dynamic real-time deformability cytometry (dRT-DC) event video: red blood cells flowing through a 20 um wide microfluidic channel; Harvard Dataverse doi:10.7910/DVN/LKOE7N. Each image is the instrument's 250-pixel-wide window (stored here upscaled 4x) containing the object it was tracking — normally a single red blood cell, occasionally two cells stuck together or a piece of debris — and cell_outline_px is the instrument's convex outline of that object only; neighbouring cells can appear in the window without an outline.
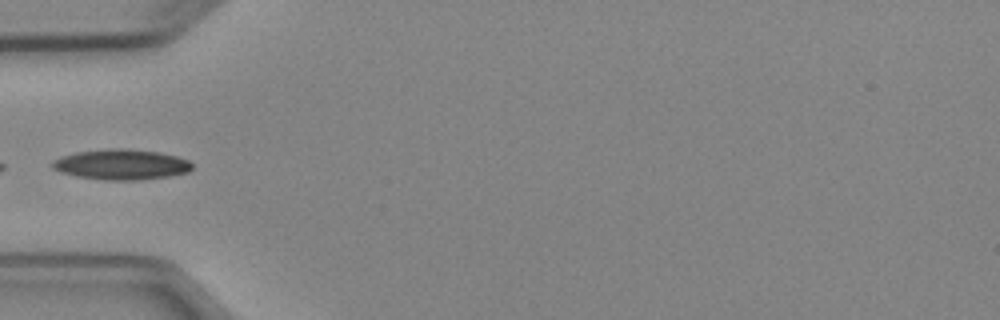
{"species": "Egyptian fruit bat (a non-hibernating species)", "species_latin": "Rousettus aegyptiacus", "temperature_condition": "cold", "stored_images_in_passage": 3, "camera_frame_rate_fps": 3000, "um_per_image_px": 0.085, "animal": {"sex": "female"}, "frame": {"image": 1, "passage_image": 3, "time_ms": 3.333, "image_size_px": [1000, 320], "cell_outline_px": [[192, 168], [188, 172], [168, 176], [140, 180], [108, 180], [76, 176], [60, 172], [52, 168], [52, 160], [60, 156], [76, 152], [112, 148], [124, 148], [160, 152], [176, 156], [188, 160], [192, 164]], "centroid_in_image_um": [10.29, 13.98], "position_along_channel_um": 74.7, "area_um2": 24.8}}